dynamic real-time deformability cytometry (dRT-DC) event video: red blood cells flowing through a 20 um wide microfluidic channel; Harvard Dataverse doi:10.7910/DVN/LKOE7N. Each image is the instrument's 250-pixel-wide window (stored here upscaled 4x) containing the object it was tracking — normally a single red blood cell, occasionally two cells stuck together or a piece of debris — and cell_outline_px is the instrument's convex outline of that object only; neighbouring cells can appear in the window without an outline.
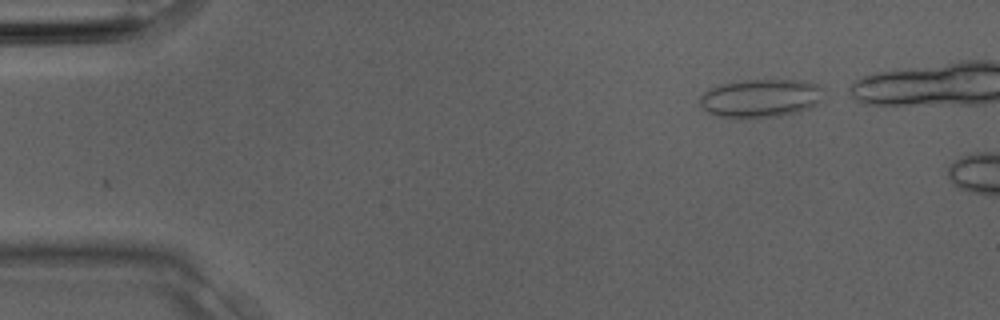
{"species": "Egyptian fruit bat (a non-hibernating species)", "species_latin": "Rousettus aegyptiacus", "temperature_condition": "room temperature", "stored_images_in_passage": 2, "camera_frame_rate_fps": 3000, "um_per_image_px": 0.085, "animal": {"sex": "male"}, "frame": {"image": 1, "passage_image": 1, "time_ms": 0.0, "image_size_px": [1000, 320], "cell_outline_px": [[824, 100], [808, 108], [796, 112], [780, 116], [736, 120], [712, 116], [700, 104], [700, 96], [708, 88], [720, 84], [744, 80], [804, 80], [816, 84], [820, 88]], "centroid_in_image_um": [64.6, 8.38], "position_along_channel_um": 20.4, "area_um2": 28.26}}